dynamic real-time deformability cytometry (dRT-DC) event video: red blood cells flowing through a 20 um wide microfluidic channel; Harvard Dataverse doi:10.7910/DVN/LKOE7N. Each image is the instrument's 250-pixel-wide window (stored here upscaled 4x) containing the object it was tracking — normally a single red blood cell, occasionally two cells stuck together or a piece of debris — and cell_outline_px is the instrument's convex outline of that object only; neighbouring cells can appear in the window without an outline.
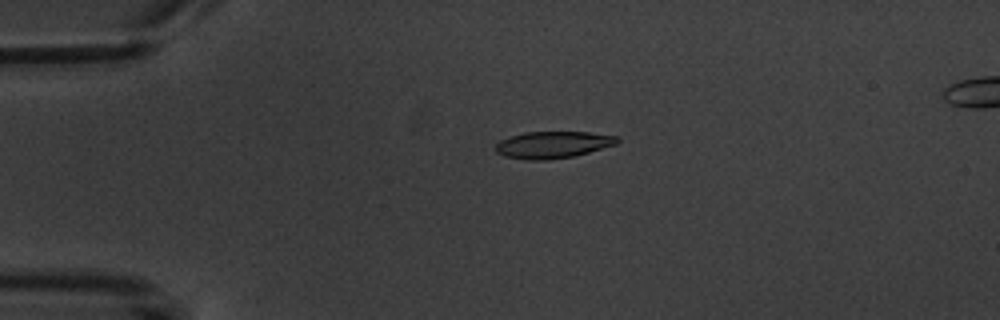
{"species": "common noctule bat (a hibernating species)", "species_latin": "Nyctalus noctula", "temperature_condition": "warm", "stored_images_in_passage": 2, "camera_frame_rate_fps": 3000, "um_per_image_px": 0.085, "animal": {"sex": "male", "body_mass_g": 20.1, "forearm_length_mm": 53.5}, "frame": {"image": 1, "passage_image": 1, "time_ms": 0.0, "image_size_px": [1000, 320], "cell_outline_px": [[620, 140], [616, 144], [588, 152], [572, 156], [548, 160], [528, 160], [504, 156], [496, 152], [496, 144], [500, 140], [524, 132], [588, 132], [616, 136]], "centroid_in_image_um": [46.97, 12.3], "position_along_channel_um": 38.0, "area_um2": 18.84}}